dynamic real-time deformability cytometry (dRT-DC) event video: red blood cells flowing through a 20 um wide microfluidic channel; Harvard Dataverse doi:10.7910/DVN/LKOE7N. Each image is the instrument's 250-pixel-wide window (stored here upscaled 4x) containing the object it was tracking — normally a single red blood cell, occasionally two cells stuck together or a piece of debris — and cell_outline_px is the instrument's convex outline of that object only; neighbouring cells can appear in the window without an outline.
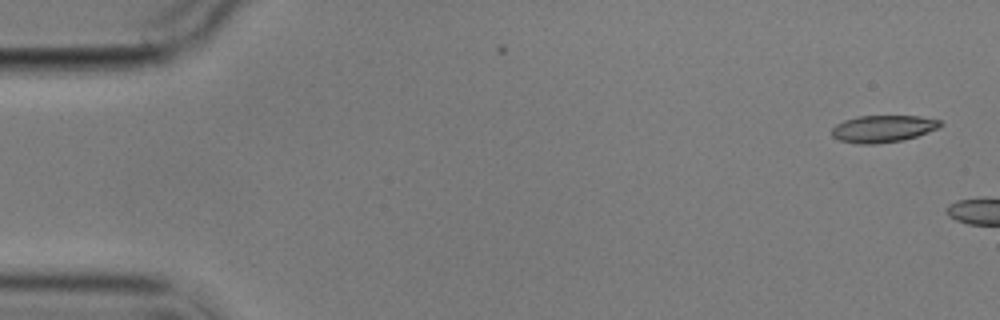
{"species": "common noctule bat (a hibernating species)", "species_latin": "Nyctalus noctula", "temperature_condition": "cold", "stored_images_in_passage": 2, "camera_frame_rate_fps": 3000, "um_per_image_px": 0.085, "animal": {"sex": "male", "body_mass_g": 17.9}, "frame": {"image": 1, "passage_image": 1, "time_ms": 0.0, "image_size_px": [1000, 320], "cell_outline_px": [[944, 124], [940, 128], [904, 140], [876, 144], [860, 144], [840, 140], [832, 136], [832, 128], [836, 124], [844, 120], [860, 116], [920, 116], [940, 120]], "centroid_in_image_um": [75.09, 10.94], "position_along_channel_um": 9.9, "area_um2": 17.17}}